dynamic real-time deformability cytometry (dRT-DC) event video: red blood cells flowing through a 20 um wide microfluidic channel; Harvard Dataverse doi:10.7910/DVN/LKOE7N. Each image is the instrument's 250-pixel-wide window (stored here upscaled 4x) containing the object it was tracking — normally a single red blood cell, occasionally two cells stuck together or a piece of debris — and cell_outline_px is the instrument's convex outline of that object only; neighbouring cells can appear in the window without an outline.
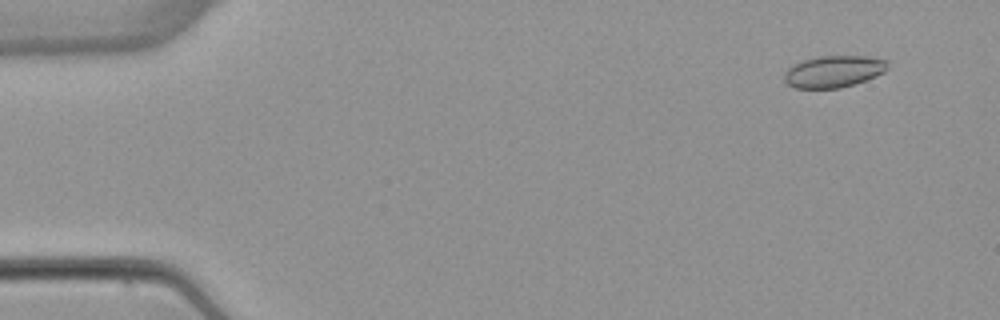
{"species": "common noctule bat (a hibernating species)", "species_latin": "Nyctalus noctula", "temperature_condition": "warm", "stored_images_in_passage": 4, "camera_frame_rate_fps": 3000, "um_per_image_px": 0.085, "animal": {"sex": "female", "body_mass_g": 22.7, "forearm_length_mm": 54.2}, "frame": {"image": 1, "passage_image": 1, "time_ms": 0.0, "image_size_px": [1000, 320], "cell_outline_px": [[888, 68], [884, 72], [876, 76], [840, 88], [796, 88], [788, 84], [784, 80], [784, 72], [788, 68], [804, 60], [820, 56], [868, 56], [888, 60]], "centroid_in_image_um": [70.88, 6.07], "position_along_channel_um": 14.1, "area_um2": 19.02}}
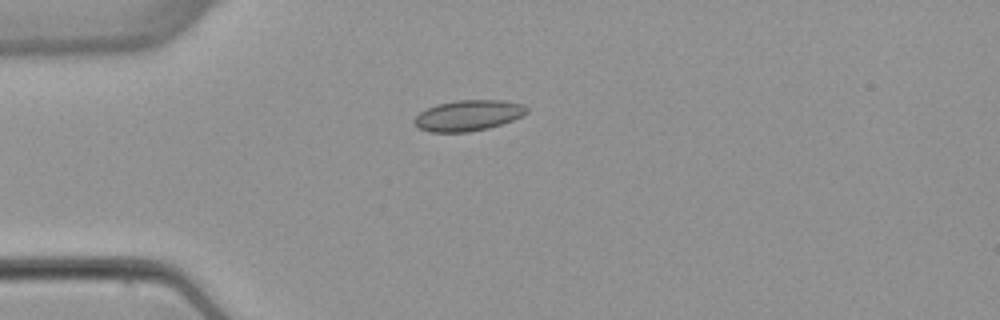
{"frame": {"image": 2, "passage_image": 3, "time_ms": 3.333, "image_size_px": [1000, 320], "cell_outline_px": [[528, 112], [524, 116], [488, 128], [468, 132], [428, 132], [420, 128], [412, 120], [420, 112], [428, 108], [440, 104], [456, 100], [500, 100], [524, 104], [528, 108]], "centroid_in_image_um": [39.83, 9.81], "position_along_channel_um": 45.2, "area_um2": 20.06}}
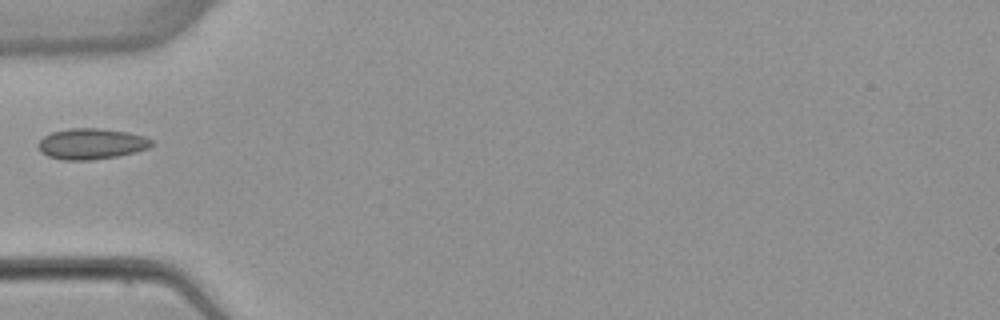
{"frame": {"image": 3, "passage_image": 4, "time_ms": 4.667, "image_size_px": [1000, 320], "cell_outline_px": [[156, 144], [148, 148], [136, 152], [116, 156], [92, 160], [64, 160], [48, 156], [40, 152], [36, 144], [44, 136], [52, 132], [68, 128], [100, 128], [128, 132], [144, 136], [152, 140]], "centroid_in_image_um": [7.77, 12.22], "position_along_channel_um": 77.2, "area_um2": 20.58}}